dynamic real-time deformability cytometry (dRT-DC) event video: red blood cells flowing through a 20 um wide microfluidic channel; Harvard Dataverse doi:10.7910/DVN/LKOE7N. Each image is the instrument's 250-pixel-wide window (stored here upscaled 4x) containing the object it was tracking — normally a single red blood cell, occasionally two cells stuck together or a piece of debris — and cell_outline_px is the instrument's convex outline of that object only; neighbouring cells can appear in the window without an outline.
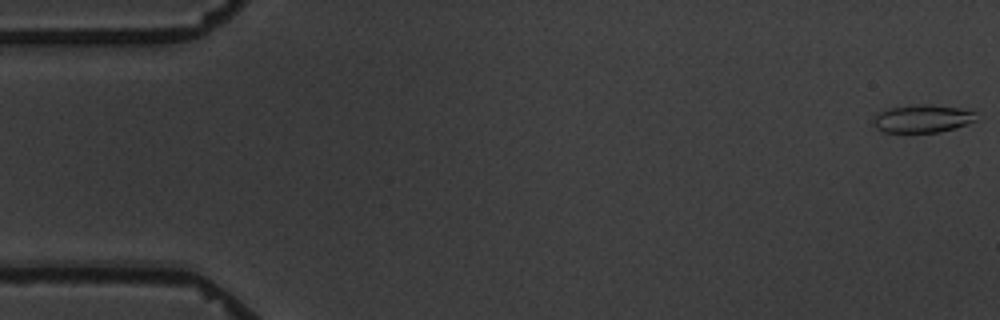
{"species": "common noctule bat (a hibernating species)", "species_latin": "Nyctalus noctula", "temperature_condition": "warm", "stored_images_in_passage": 9, "camera_frame_rate_fps": 3000, "um_per_image_px": 0.085, "animal": {"sex": "male", "body_mass_g": 19.5, "forearm_length_mm": 54.6}, "frame": {"image": 1, "passage_image": 1, "time_ms": 0.0, "image_size_px": [1000, 320], "cell_outline_px": [[976, 120], [940, 132], [884, 132], [876, 128], [872, 124], [872, 120], [876, 112], [888, 108], [916, 104], [932, 104], [960, 108], [976, 112]], "centroid_in_image_um": [78.34, 10.07], "position_along_channel_um": 6.7, "area_um2": 16.82}}
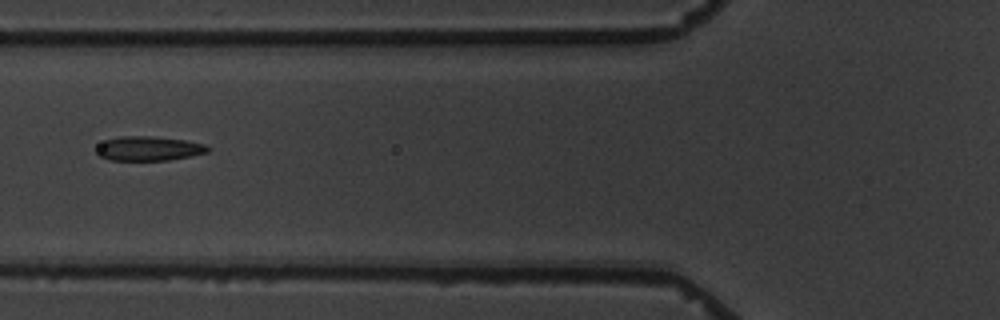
{"frame": {"image": 2, "passage_image": 7, "time_ms": 7.0, "image_size_px": [1000, 320], "cell_outline_px": [[212, 148], [208, 152], [168, 160], [108, 160], [100, 156], [96, 152], [96, 148], [104, 140], [120, 136], [152, 136], [184, 140], [204, 144]], "centroid_in_image_um": [12.62, 12.62], "position_along_channel_um": 113.2, "area_um2": 15.78}}
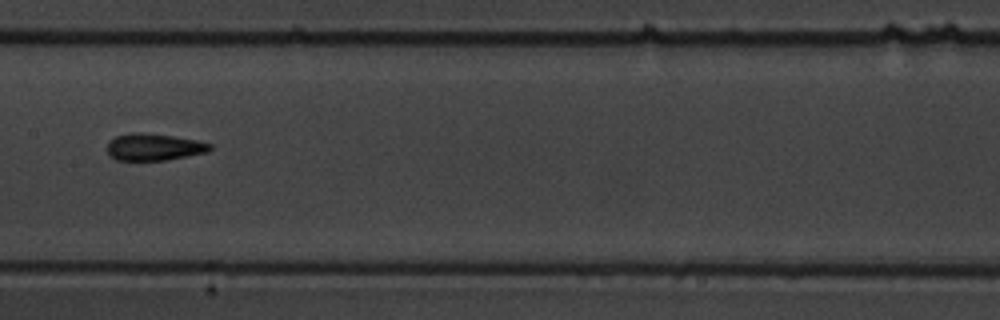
{"frame": {"image": 3, "passage_image": 9, "time_ms": 9.333, "image_size_px": [1000, 320], "cell_outline_px": [[212, 148], [208, 152], [164, 160], [116, 160], [108, 156], [108, 140], [116, 136], [132, 132], [140, 132], [172, 136], [196, 140], [212, 144]], "centroid_in_image_um": [13.05, 12.49], "position_along_channel_um": 194.3, "area_um2": 16.13}}